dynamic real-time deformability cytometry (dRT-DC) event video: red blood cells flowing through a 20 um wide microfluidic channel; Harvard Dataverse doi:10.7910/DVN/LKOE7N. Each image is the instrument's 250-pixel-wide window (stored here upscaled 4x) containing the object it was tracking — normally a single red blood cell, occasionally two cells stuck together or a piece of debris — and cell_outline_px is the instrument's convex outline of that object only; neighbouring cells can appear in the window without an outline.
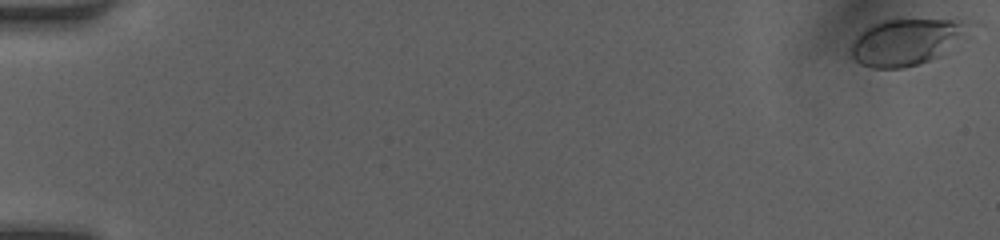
{"species": "human", "species_latin": "Homo sapiens", "temperature_condition": "room temperature", "stored_images_in_passage": 51, "camera_frame_rate_fps": 3000, "um_per_image_px": 0.085, "donor": {"sex": "female"}, "frame": {"image": 1, "passage_image": 1, "time_ms": 0.0, "image_size_px": [1000, 240], "cell_outline_px": [[964, 24], [940, 56], [916, 64], [900, 68], [872, 68], [860, 64], [848, 52], [848, 48], [852, 40], [864, 28], [880, 20], [956, 16]], "centroid_in_image_um": [76.81, 3.51], "position_along_channel_um": 8.2, "area_um2": 31.44}}
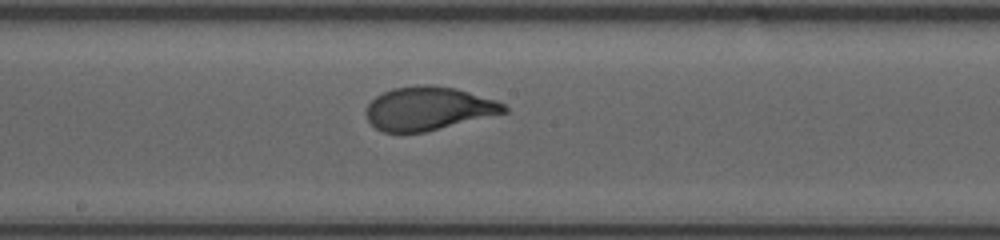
{"frame": {"image": 2, "passage_image": 29, "time_ms": 9.333, "image_size_px": [1000, 240], "cell_outline_px": [[508, 112], [424, 132], [384, 132], [376, 128], [368, 120], [364, 112], [368, 104], [376, 96], [392, 88], [424, 84], [432, 84], [456, 88], [496, 100], [504, 104], [508, 108]], "centroid_in_image_um": [36.41, 9.21], "position_along_channel_um": 211.8, "area_um2": 34.91}}
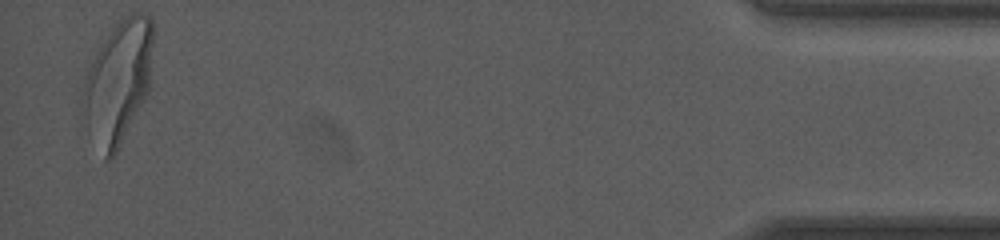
{"frame": {"image": 3, "passage_image": 50, "time_ms": 16.333, "image_size_px": [1000, 240], "cell_outline_px": [[152, 40], [148, 92], [144, 100], [116, 152], [108, 160], [104, 160], [88, 136], [80, 96], [80, 92], [92, 60], [96, 52], [112, 28], [120, 20], [132, 12], [140, 12], [152, 16]], "centroid_in_image_um": [9.99, 7.0], "position_along_channel_um": 425.2, "area_um2": 50.11}, "authors_computed_cell_mechanics": {"area_um2": 34.9112, "velocity_mm_per_s": 4.1461, "shape_relaxation_time_tau1_ms": 3.359, "shape_relaxation_time_tau2_ms": null, "deformation_change_tau1": 0.1632, "deformation_change_tau2": null}}